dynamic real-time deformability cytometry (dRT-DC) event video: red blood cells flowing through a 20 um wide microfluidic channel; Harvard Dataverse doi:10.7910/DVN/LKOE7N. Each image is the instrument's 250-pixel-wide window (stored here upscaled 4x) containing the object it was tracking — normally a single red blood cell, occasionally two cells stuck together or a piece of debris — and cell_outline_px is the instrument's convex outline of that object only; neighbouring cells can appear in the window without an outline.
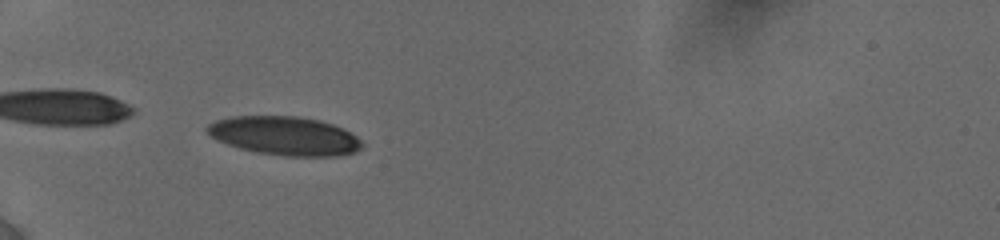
{"species": "human", "species_latin": "Homo sapiens", "temperature_condition": "cold", "stored_images_in_passage": 16, "camera_frame_rate_fps": 3000, "um_per_image_px": 0.085, "donor": {"sex": "female"}, "frame": {"image": 1, "passage_image": 3, "time_ms": 0.333, "image_size_px": [1000, 240], "cell_outline_px": [[364, 144], [356, 152], [340, 156], [284, 156], [256, 152], [240, 148], [216, 140], [204, 128], [208, 124], [216, 120], [232, 116], [300, 116], [320, 120], [332, 124], [356, 136]], "centroid_in_image_um": [24.19, 11.55], "position_along_channel_um": 60.8, "area_um2": 34.97}}
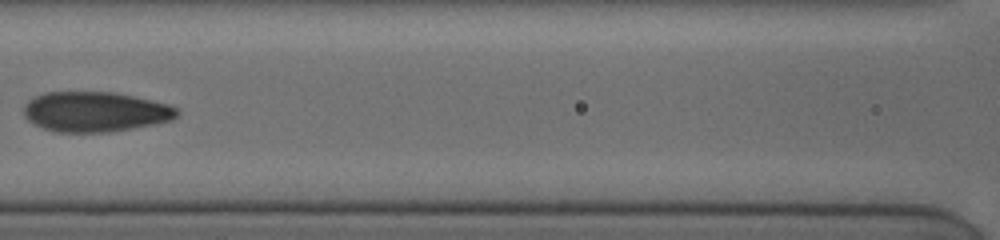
{"frame": {"image": 2, "passage_image": 12, "time_ms": 3.333, "image_size_px": [1000, 240], "cell_outline_px": [[180, 112], [172, 120], [156, 124], [108, 132], [56, 132], [32, 124], [24, 116], [24, 104], [28, 100], [44, 92], [116, 92], [152, 100], [168, 104], [180, 108]], "centroid_in_image_um": [8.1, 9.5], "position_along_channel_um": 158.5, "area_um2": 36.07}}
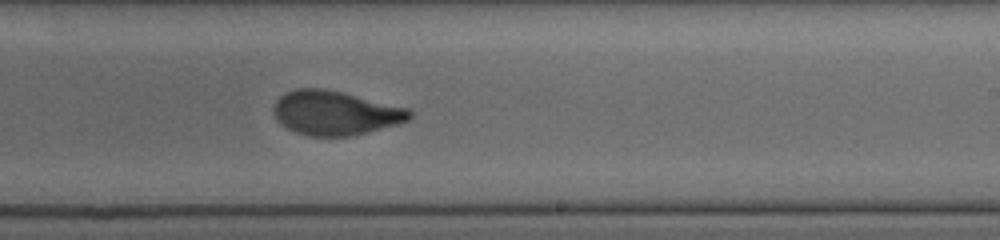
{"frame": {"image": 3, "passage_image": 16, "time_ms": 6.0, "image_size_px": [1000, 240], "cell_outline_px": [[412, 116], [408, 120], [400, 124], [348, 136], [308, 136], [296, 132], [288, 128], [276, 120], [272, 112], [272, 108], [276, 100], [284, 92], [296, 88], [324, 88], [344, 92], [408, 108], [412, 112]], "centroid_in_image_um": [28.47, 9.58], "position_along_channel_um": 260.5, "area_um2": 35.26}}